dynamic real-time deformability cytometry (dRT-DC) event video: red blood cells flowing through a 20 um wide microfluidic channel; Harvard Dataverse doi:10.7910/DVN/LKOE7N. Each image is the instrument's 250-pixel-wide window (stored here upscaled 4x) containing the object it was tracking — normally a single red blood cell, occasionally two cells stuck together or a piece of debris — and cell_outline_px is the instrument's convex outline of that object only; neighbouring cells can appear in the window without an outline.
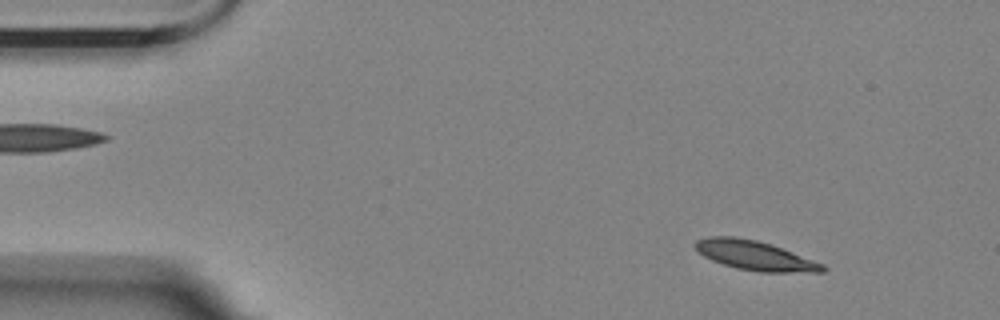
{"species": "Egyptian fruit bat (a non-hibernating species)", "species_latin": "Rousettus aegyptiacus", "temperature_condition": "room temperature", "stored_images_in_passage": 55, "camera_frame_rate_fps": 3000, "um_per_image_px": 0.085, "animal": {"sex": "female"}, "frame": {"image": 1, "passage_image": 6, "time_ms": 1.667, "image_size_px": [1000, 320], "cell_outline_px": [[828, 268], [824, 272], [760, 272], [736, 268], [712, 260], [704, 256], [692, 244], [696, 240], [708, 236], [732, 236], [756, 240], [772, 244], [824, 264]], "centroid_in_image_um": [64.18, 21.71], "position_along_channel_um": 20.8, "area_um2": 21.85}}
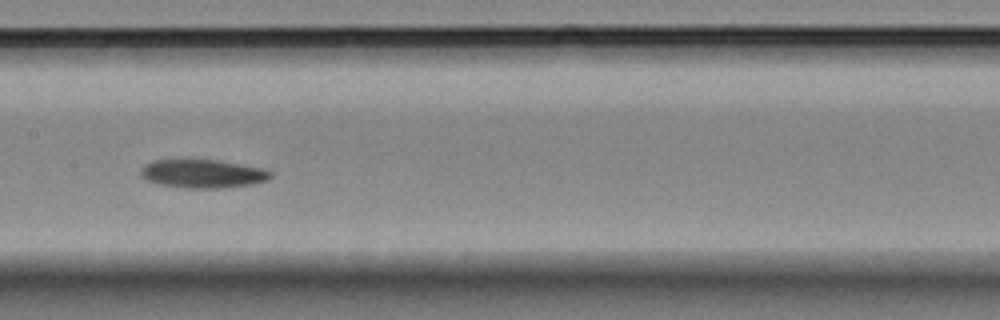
{"frame": {"image": 2, "passage_image": 27, "time_ms": 8.667, "image_size_px": [1000, 320], "cell_outline_px": [[272, 176], [268, 180], [252, 184], [224, 188], [188, 188], [160, 184], [144, 180], [140, 172], [144, 164], [152, 160], [216, 160], [264, 168], [272, 172]], "centroid_in_image_um": [17.24, 14.77], "position_along_channel_um": 190.2, "area_um2": 21.56}}
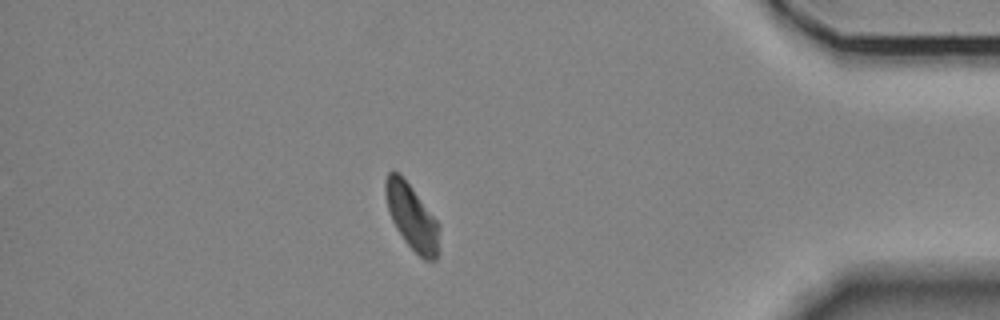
{"frame": {"image": 3, "passage_image": 48, "time_ms": 15.667, "image_size_px": [1000, 320], "cell_outline_px": [[440, 228], [436, 260], [424, 260], [404, 240], [396, 228], [392, 220], [388, 208], [384, 192], [384, 180], [388, 172], [396, 172], [412, 188], [440, 224]], "centroid_in_image_um": [35.0, 18.45], "position_along_channel_um": 400.2, "area_um2": 20.17}}